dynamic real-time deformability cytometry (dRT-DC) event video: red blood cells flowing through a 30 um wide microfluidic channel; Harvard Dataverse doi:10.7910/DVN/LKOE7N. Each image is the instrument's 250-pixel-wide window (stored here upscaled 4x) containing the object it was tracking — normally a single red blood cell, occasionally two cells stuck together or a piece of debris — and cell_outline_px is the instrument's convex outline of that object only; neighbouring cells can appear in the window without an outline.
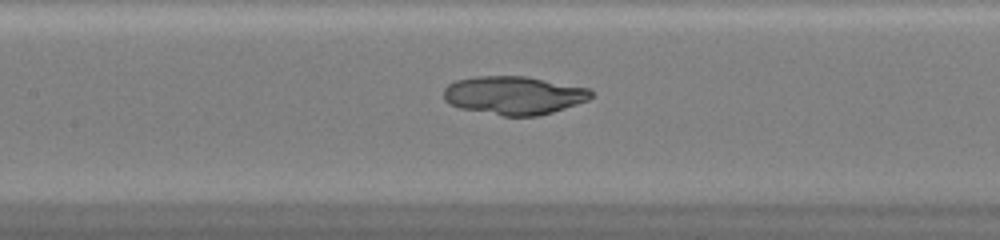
{"species": "common noctule bat (a hibernating species)", "species_latin": "Nyctalus noctula", "temperature_condition": "warm", "stored_images_in_passage": 35, "camera_frame_rate_fps": 3000, "um_per_image_px": 0.085, "animal": {"sex": "female", "body_mass_g": 20.0, "forearm_length_mm": 54.0}, "frame": {"image": 1, "passage_image": 10, "time_ms": 3.0, "image_size_px": [1000, 240], "cell_outline_px": [[592, 96], [588, 100], [552, 112], [536, 116], [504, 116], [460, 108], [448, 104], [444, 100], [444, 88], [448, 84], [456, 80], [476, 76], [528, 76], [588, 88], [592, 92]], "centroid_in_image_um": [43.65, 8.09], "position_along_channel_um": 163.8, "area_um2": 32.95}}
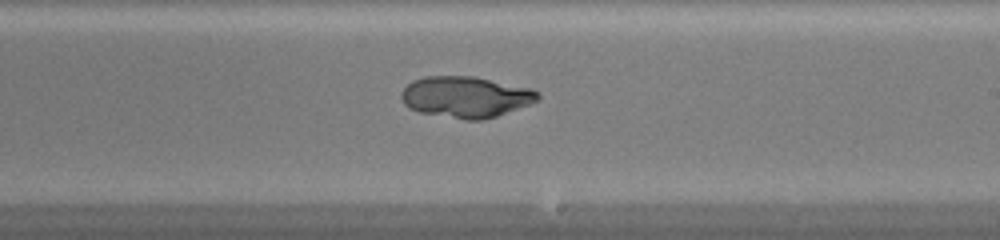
{"frame": {"image": 2, "passage_image": 16, "time_ms": 5.0, "image_size_px": [1000, 240], "cell_outline_px": [[540, 100], [496, 116], [484, 120], [464, 120], [420, 112], [408, 108], [404, 104], [400, 96], [400, 92], [412, 80], [424, 76], [472, 76], [532, 88], [540, 96]], "centroid_in_image_um": [39.56, 8.24], "position_along_channel_um": 249.4, "area_um2": 32.83}}
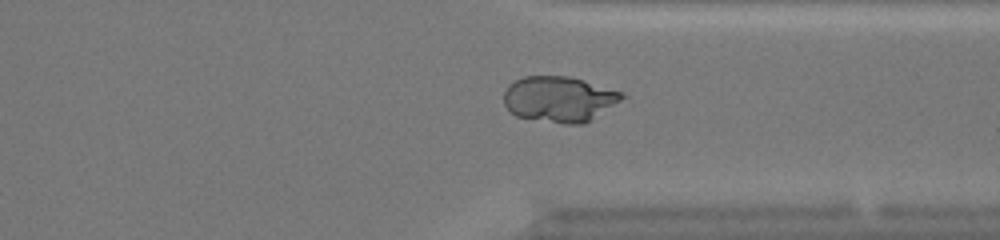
{"frame": {"image": 3, "passage_image": 24, "time_ms": 7.667, "image_size_px": [1000, 240], "cell_outline_px": [[628, 96], [592, 120], [584, 124], [564, 124], [516, 116], [504, 104], [504, 92], [508, 84], [524, 76], [572, 76], [624, 92]], "centroid_in_image_um": [47.58, 8.41], "position_along_channel_um": 363.8, "area_um2": 31.79}}